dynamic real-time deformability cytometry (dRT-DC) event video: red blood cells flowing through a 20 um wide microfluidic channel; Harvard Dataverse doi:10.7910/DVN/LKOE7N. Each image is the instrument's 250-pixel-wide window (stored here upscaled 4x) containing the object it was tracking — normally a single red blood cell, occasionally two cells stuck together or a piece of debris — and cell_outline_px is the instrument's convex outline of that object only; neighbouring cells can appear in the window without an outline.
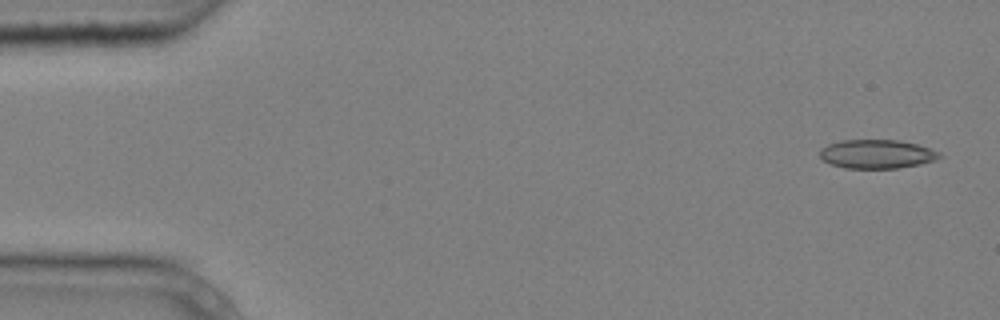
{"species": "common noctule bat (a hibernating species)", "species_latin": "Nyctalus noctula", "temperature_condition": "cold", "stored_images_in_passage": 4, "camera_frame_rate_fps": 3000, "um_per_image_px": 0.085, "animal": {"sex": "male", "body_mass_g": 20.4}, "frame": {"image": 1, "passage_image": 1, "time_ms": 0.0, "image_size_px": [1000, 320], "cell_outline_px": [[944, 156], [936, 160], [920, 164], [900, 168], [844, 168], [832, 164], [824, 160], [820, 156], [820, 148], [828, 144], [840, 140], [900, 140], [916, 144], [940, 152]], "centroid_in_image_um": [74.55, 13.09], "position_along_channel_um": 10.4, "area_um2": 20.17}}